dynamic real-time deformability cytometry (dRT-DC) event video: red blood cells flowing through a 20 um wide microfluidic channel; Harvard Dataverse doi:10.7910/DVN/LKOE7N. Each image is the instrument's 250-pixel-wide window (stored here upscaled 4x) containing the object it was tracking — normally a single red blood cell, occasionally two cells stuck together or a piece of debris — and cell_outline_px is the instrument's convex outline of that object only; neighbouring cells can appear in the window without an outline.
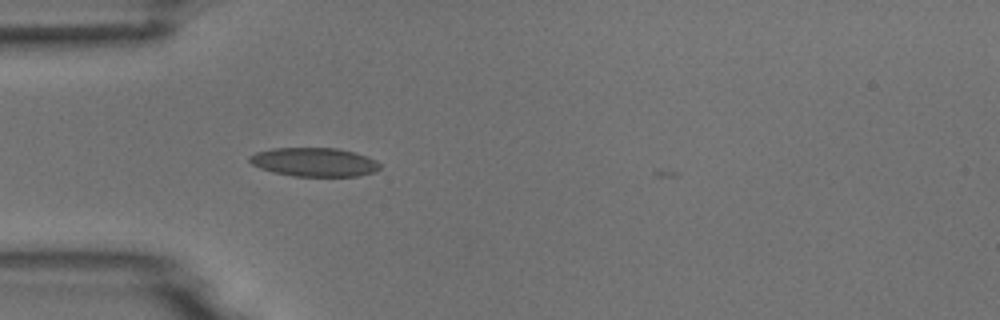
{"species": "common noctule bat (a hibernating species)", "species_latin": "Nyctalus noctula", "temperature_condition": "room temperature", "stored_images_in_passage": 1, "camera_frame_rate_fps": 3000, "um_per_image_px": 0.085, "animal": {"sex": "male", "body_mass_g": 18.8}, "frame": {"image": 1, "passage_image": 1, "time_ms": 0.0, "image_size_px": [1000, 320], "cell_outline_px": [[380, 168], [376, 172], [356, 176], [292, 176], [272, 172], [260, 168], [252, 164], [248, 160], [248, 156], [256, 152], [272, 148], [336, 148], [356, 152], [368, 156], [376, 160], [380, 164]], "centroid_in_image_um": [26.72, 13.77], "position_along_channel_um": 58.3, "area_um2": 22.08}}